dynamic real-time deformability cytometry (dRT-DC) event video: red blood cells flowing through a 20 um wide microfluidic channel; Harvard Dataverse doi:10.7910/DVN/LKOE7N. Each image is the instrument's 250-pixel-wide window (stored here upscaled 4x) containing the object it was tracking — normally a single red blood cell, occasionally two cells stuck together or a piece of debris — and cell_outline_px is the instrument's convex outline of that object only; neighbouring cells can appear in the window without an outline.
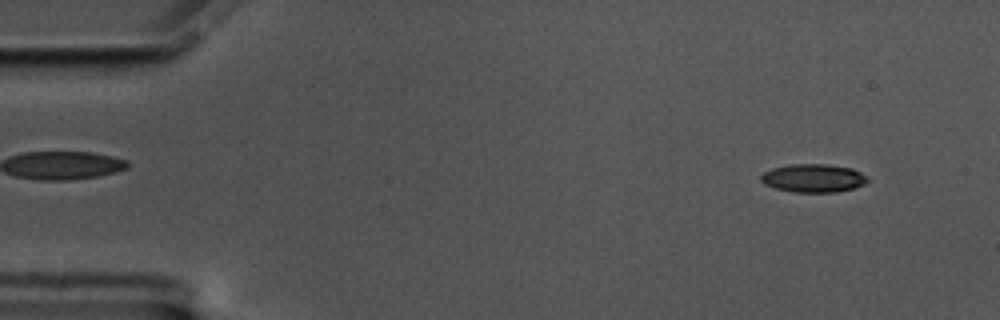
{"species": "common noctule bat (a hibernating species)", "species_latin": "Nyctalus noctula", "temperature_condition": "cold", "stored_images_in_passage": 60, "camera_frame_rate_fps": 3000, "um_per_image_px": 0.085, "animal": {"sex": "male", "body_mass_g": 17.5, "forearm_length_mm": 52.3}, "frame": {"image": 1, "passage_image": 5, "time_ms": 1.333, "image_size_px": [1000, 320], "cell_outline_px": [[872, 180], [864, 184], [852, 188], [836, 192], [792, 192], [776, 188], [764, 184], [760, 180], [760, 176], [764, 172], [772, 168], [792, 164], [824, 164], [852, 168], [860, 172]], "centroid_in_image_um": [69.14, 15.14], "position_along_channel_um": 15.9, "area_um2": 17.57}}
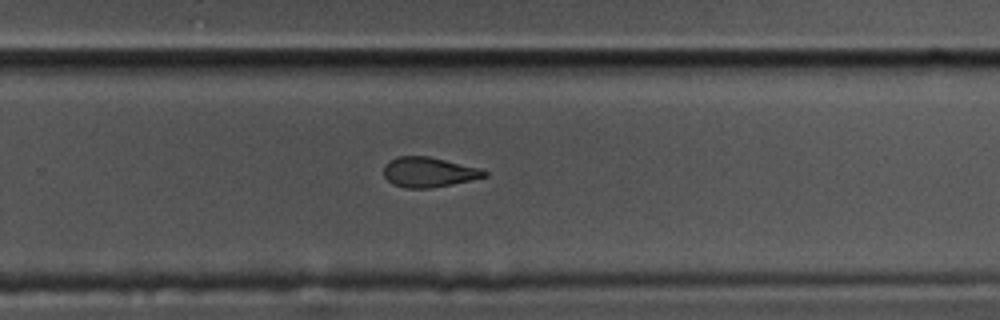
{"frame": {"image": 2, "passage_image": 39, "time_ms": 12.667, "image_size_px": [1000, 320], "cell_outline_px": [[488, 176], [472, 180], [452, 184], [428, 188], [404, 188], [392, 184], [384, 176], [384, 164], [388, 160], [400, 156], [428, 156], [480, 168], [488, 172]], "centroid_in_image_um": [36.43, 14.63], "position_along_channel_um": 293.4, "area_um2": 17.63}}
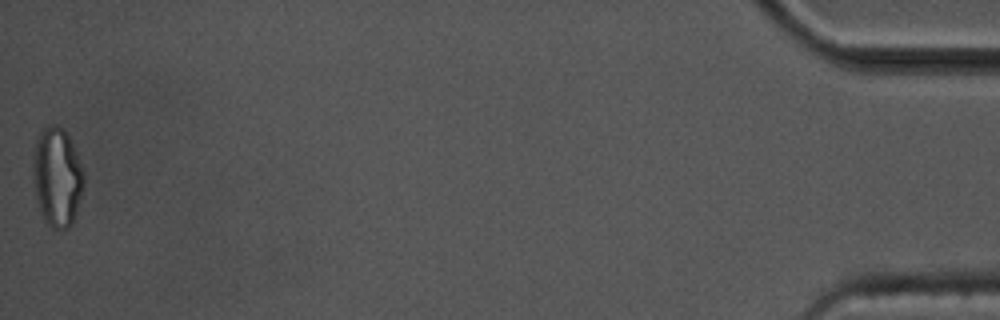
{"frame": {"image": 3, "passage_image": 60, "time_ms": 19.667, "image_size_px": [1000, 320], "cell_outline_px": [[84, 184], [76, 212], [72, 224], [68, 228], [52, 228], [44, 220], [40, 212], [36, 196], [32, 168], [32, 164], [36, 140], [40, 132], [44, 128], [52, 124], [56, 124], [64, 128], [76, 152], [84, 172]], "centroid_in_image_um": [4.85, 15.03], "position_along_channel_um": 430.4, "area_um2": 29.25}, "authors_computed_cell_mechanics": {"area_um2": 18.2648, "velocity_mm_per_s": 3.3389, "shape_relaxation_time_tau1_ms": 3.9326, "shape_relaxation_time_tau2_ms": 3.9071, "deformation_change_tau1": 0.1322, "deformation_change_tau2": 0.1144}}